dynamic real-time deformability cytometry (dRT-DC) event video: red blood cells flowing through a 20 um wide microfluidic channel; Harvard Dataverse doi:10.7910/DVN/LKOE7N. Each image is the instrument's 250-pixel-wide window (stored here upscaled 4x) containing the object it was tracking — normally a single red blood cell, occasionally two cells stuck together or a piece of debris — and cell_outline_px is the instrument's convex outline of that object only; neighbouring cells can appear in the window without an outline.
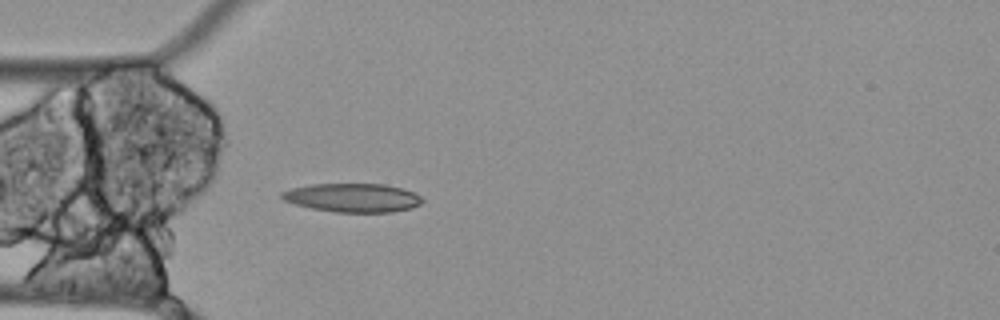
{"species": "Egyptian fruit bat (a non-hibernating species)", "species_latin": "Rousettus aegyptiacus", "temperature_condition": "cold", "stored_images_in_passage": 44, "camera_frame_rate_fps": 3000, "um_per_image_px": 0.085, "animal": {"sex": "female"}, "frame": {"image": 1, "passage_image": 4, "time_ms": 1.0, "image_size_px": [1000, 320], "cell_outline_px": [[424, 200], [420, 204], [412, 208], [392, 212], [336, 212], [312, 208], [296, 204], [284, 200], [280, 196], [280, 192], [292, 188], [312, 184], [384, 184], [416, 192]], "centroid_in_image_um": [30.0, 16.8], "position_along_channel_um": 55.0, "area_um2": 23.47}}
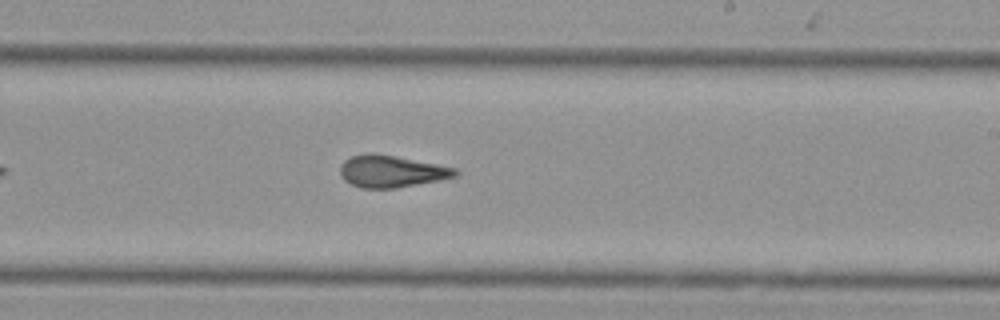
{"frame": {"image": 2, "passage_image": 21, "time_ms": 6.667, "image_size_px": [1000, 320], "cell_outline_px": [[460, 172], [456, 176], [440, 180], [396, 188], [360, 188], [344, 180], [340, 172], [340, 164], [344, 160], [352, 156], [396, 156], [456, 168]], "centroid_in_image_um": [33.31, 14.6], "position_along_channel_um": 255.7, "area_um2": 20.81}}
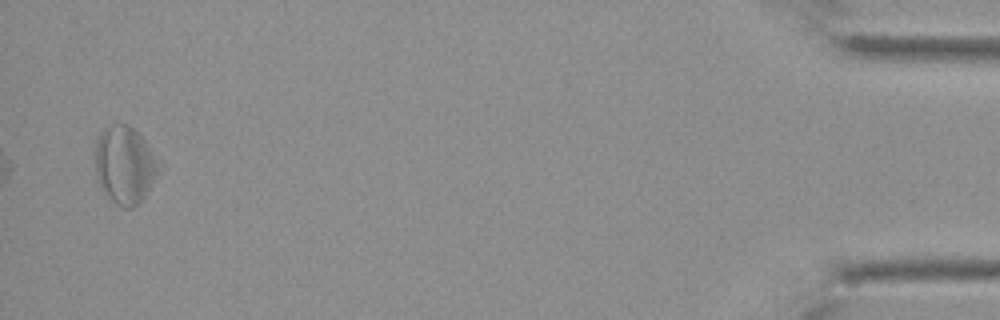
{"frame": {"image": 3, "passage_image": 43, "time_ms": 14.0, "image_size_px": [1000, 320], "cell_outline_px": [[164, 164], [140, 204], [132, 208], [124, 208], [116, 204], [104, 196], [96, 180], [96, 140], [100, 132], [104, 128], [112, 124], [128, 124], [144, 140]], "centroid_in_image_um": [10.62, 14.06], "position_along_channel_um": 424.6, "area_um2": 29.42}, "authors_computed_cell_mechanics": {"area_um2": 22.3975, "velocity_mm_per_s": 3.4593, "shape_relaxation_time_tau1_ms": null, "shape_relaxation_time_tau2_ms": 8.1448, "deformation_change_tau1": null, "deformation_change_tau2": 0.1649}}